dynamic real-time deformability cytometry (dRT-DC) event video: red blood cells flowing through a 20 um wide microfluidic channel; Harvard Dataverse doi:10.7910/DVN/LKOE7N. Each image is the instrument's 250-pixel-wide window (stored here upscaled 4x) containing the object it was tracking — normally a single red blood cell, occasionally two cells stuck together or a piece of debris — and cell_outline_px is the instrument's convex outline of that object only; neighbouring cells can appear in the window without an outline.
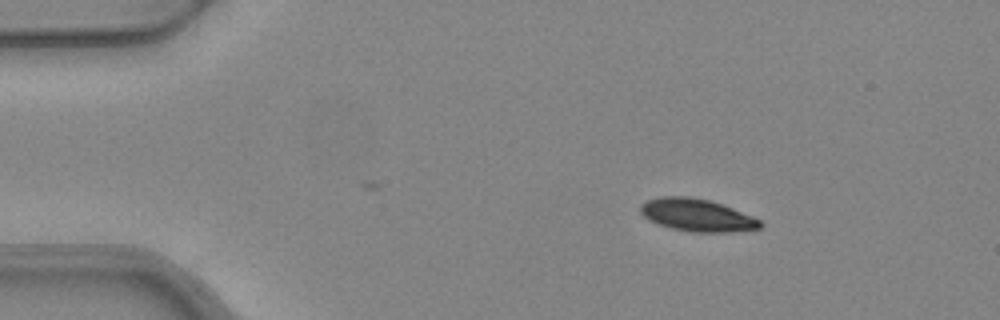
{"species": "common noctule bat (a hibernating species)", "species_latin": "Nyctalus noctula", "temperature_condition": "warm", "stored_images_in_passage": 3, "camera_frame_rate_fps": 3000, "um_per_image_px": 0.085, "animal": {"sex": "female", "body_mass_g": 24.6, "forearm_length_mm": 56.2}, "frame": {"image": 1, "passage_image": 1, "time_ms": 0.0, "image_size_px": [1000, 320], "cell_outline_px": [[764, 224], [760, 228], [728, 232], [692, 232], [672, 228], [648, 220], [640, 212], [640, 204], [648, 200], [660, 196], [688, 196], [708, 200], [732, 208], [752, 216], [760, 220]], "centroid_in_image_um": [59.23, 18.28], "position_along_channel_um": 25.8, "area_um2": 22.48}}